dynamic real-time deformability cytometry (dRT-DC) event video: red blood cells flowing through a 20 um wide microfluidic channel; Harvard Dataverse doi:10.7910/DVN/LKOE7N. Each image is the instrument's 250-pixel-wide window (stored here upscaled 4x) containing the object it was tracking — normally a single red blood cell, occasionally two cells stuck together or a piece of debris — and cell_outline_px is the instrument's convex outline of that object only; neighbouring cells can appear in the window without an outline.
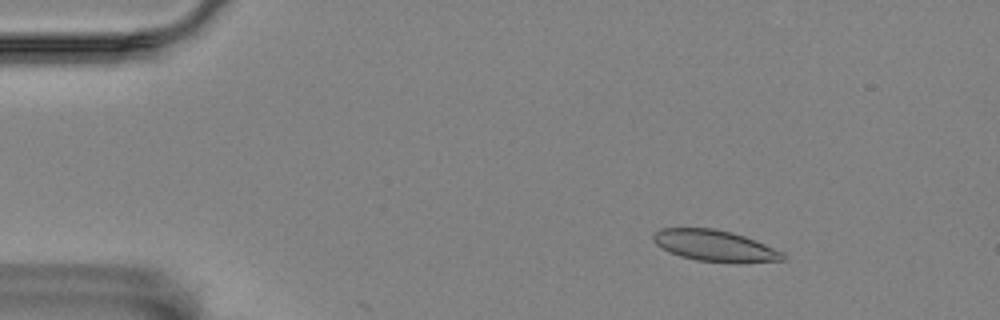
{"species": "Egyptian fruit bat (a non-hibernating species)", "species_latin": "Rousettus aegyptiacus", "temperature_condition": "room temperature", "stored_images_in_passage": 9, "camera_frame_rate_fps": 3000, "um_per_image_px": 0.085, "animal": {"sex": "female"}, "frame": {"image": 1, "passage_image": 7, "time_ms": 2.0, "image_size_px": [1000, 320], "cell_outline_px": [[784, 260], [696, 260], [680, 256], [656, 244], [652, 240], [652, 236], [660, 228], [712, 228], [732, 232], [744, 236], [784, 252]], "centroid_in_image_um": [60.67, 20.83], "position_along_channel_um": 24.3, "area_um2": 22.37}}